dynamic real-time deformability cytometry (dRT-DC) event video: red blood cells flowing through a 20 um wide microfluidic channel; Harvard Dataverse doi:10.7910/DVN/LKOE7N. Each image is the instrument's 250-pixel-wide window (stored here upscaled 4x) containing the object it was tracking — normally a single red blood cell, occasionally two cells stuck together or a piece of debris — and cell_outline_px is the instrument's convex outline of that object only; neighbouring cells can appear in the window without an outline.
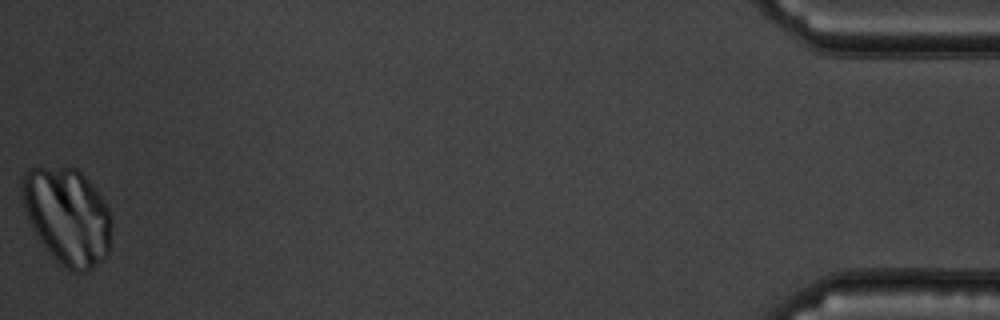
{"species": "common noctule bat (a hibernating species)", "species_latin": "Nyctalus noctula", "temperature_condition": "warm", "stored_images_in_passage": 47, "camera_frame_rate_fps": 3000, "um_per_image_px": 0.085, "animal": {"sex": "male", "body_mass_g": 19.5, "forearm_length_mm": 54.6}, "frame": {"image": 1, "passage_image": 47, "time_ms": 15.333, "image_size_px": [1000, 320], "cell_outline_px": [[112, 224], [108, 256], [92, 268], [84, 272], [72, 272], [60, 264], [52, 256], [32, 228], [28, 220], [20, 196], [20, 180], [24, 172], [28, 168], [76, 168], [92, 184], [108, 208], [112, 220]], "centroid_in_image_um": [5.71, 18.38], "position_along_channel_um": 429.5, "area_um2": 50.69}}